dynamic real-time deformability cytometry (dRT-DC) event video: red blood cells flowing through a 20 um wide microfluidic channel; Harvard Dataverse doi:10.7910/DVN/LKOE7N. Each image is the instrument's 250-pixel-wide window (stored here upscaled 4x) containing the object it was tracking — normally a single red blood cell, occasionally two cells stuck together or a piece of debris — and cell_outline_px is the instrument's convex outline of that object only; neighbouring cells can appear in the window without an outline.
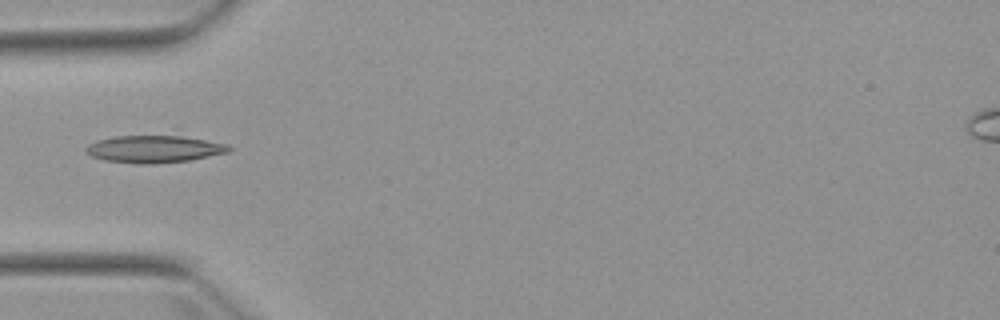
{"species": "Egyptian fruit bat (a non-hibernating species)", "species_latin": "Rousettus aegyptiacus", "temperature_condition": "warm", "stored_images_in_passage": 6, "camera_frame_rate_fps": 3000, "um_per_image_px": 0.085, "animal": {"sex": "female"}, "frame": {"image": 1, "passage_image": 5, "time_ms": 4.667, "image_size_px": [1000, 320], "cell_outline_px": [[232, 148], [228, 152], [188, 160], [152, 164], [136, 164], [104, 160], [92, 156], [84, 148], [88, 144], [96, 140], [116, 136], [180, 136], [228, 144]], "centroid_in_image_um": [13.06, 12.67], "position_along_channel_um": 71.9, "area_um2": 22.43}}
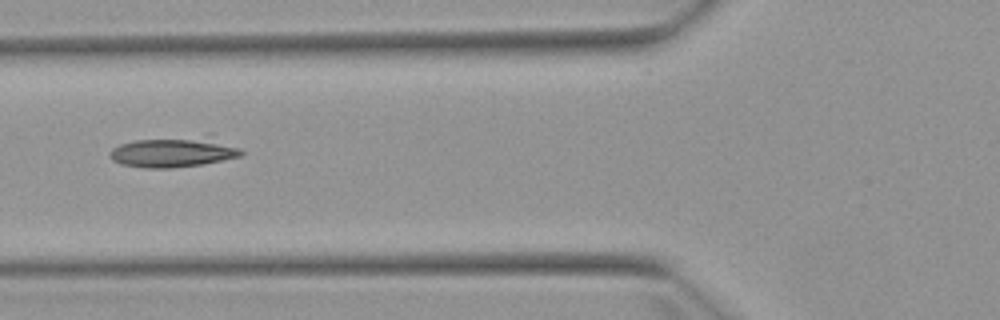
{"frame": {"image": 2, "passage_image": 6, "time_ms": 5.667, "image_size_px": [1000, 320], "cell_outline_px": [[244, 152], [240, 156], [204, 164], [172, 168], [144, 168], [120, 164], [112, 160], [108, 152], [112, 148], [120, 144], [136, 140], [208, 132], [212, 132], [240, 148]], "centroid_in_image_um": [14.87, 12.85], "position_along_channel_um": 110.9, "area_um2": 24.68}}